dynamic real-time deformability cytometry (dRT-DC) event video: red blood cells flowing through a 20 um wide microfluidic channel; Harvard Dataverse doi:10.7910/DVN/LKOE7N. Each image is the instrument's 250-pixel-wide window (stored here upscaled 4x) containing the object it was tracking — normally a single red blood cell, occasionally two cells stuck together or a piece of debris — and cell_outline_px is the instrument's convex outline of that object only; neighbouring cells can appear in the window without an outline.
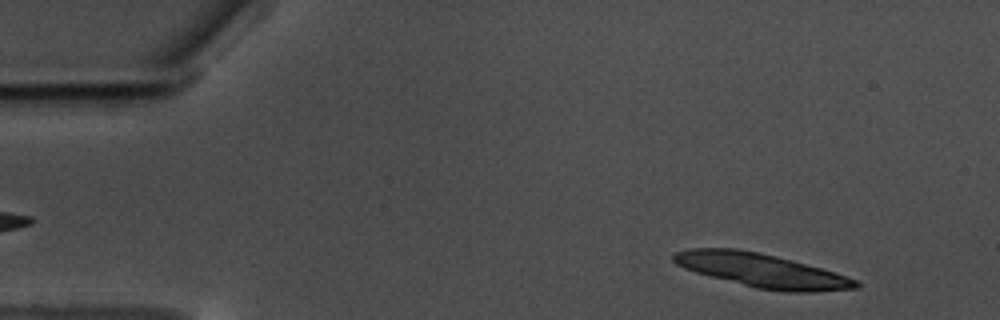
{"species": "common noctule bat (a hibernating species)", "species_latin": "Nyctalus noctula", "temperature_condition": "warm", "stored_images_in_passage": 16, "camera_frame_rate_fps": 3000, "um_per_image_px": 0.085, "animal": {"sex": "male", "body_mass_g": 17.5, "forearm_length_mm": 52.3}, "frame": {"image": 1, "passage_image": 5, "time_ms": 1.333, "image_size_px": [1000, 320], "cell_outline_px": [[860, 288], [816, 292], [788, 292], [756, 288], [696, 272], [684, 268], [676, 264], [672, 260], [672, 256], [676, 252], [688, 248], [736, 248], [756, 252], [792, 260], [820, 268], [856, 280], [860, 284]], "centroid_in_image_um": [64.73, 22.99], "position_along_channel_um": 20.3, "area_um2": 35.49}}